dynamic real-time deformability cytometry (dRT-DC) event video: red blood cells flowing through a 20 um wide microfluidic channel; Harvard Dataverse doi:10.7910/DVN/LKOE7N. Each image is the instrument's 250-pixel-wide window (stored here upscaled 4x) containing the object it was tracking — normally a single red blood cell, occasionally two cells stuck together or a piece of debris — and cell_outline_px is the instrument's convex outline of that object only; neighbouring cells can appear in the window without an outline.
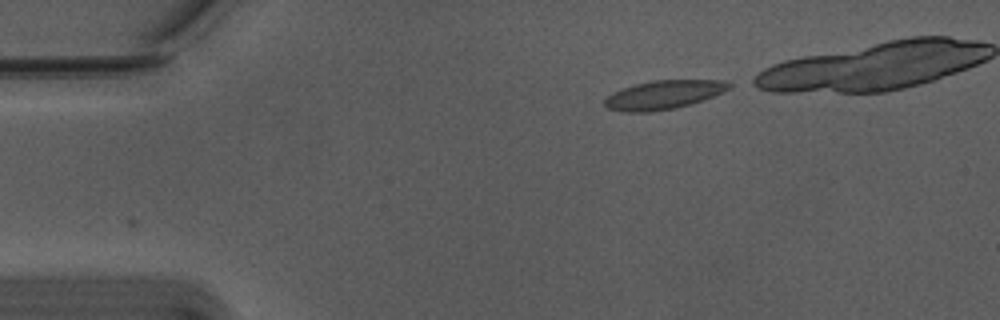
{"species": "Egyptian fruit bat (a non-hibernating species)", "species_latin": "Rousettus aegyptiacus", "temperature_condition": "warm", "stored_images_in_passage": 36, "camera_frame_rate_fps": 3000, "um_per_image_px": 0.085, "animal": {"sex": "male"}, "frame": {"image": 1, "passage_image": 1, "time_ms": 0.0, "image_size_px": [1000, 320], "cell_outline_px": [[732, 84], [728, 88], [712, 96], [676, 108], [648, 112], [624, 112], [608, 108], [604, 104], [604, 100], [608, 96], [624, 88], [636, 84], [652, 80], [724, 80]], "centroid_in_image_um": [56.38, 8.05], "position_along_channel_um": 28.6, "area_um2": 20.35}}
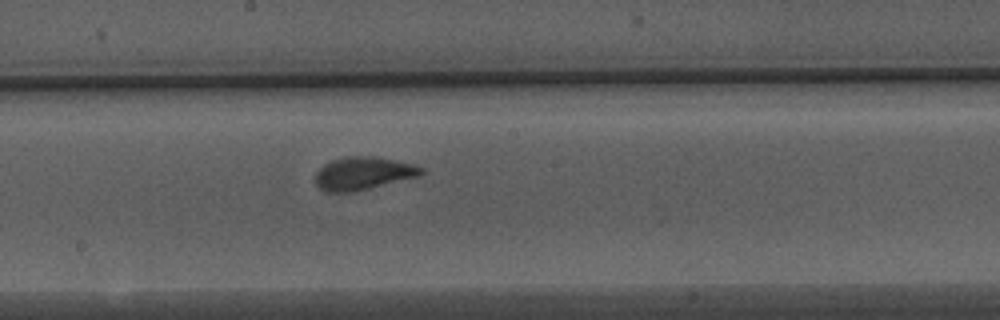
{"frame": {"image": 2, "passage_image": 21, "time_ms": 6.667, "image_size_px": [1000, 320], "cell_outline_px": [[424, 172], [420, 176], [352, 192], [324, 192], [316, 184], [316, 172], [324, 164], [332, 160], [344, 156], [372, 156], [412, 164], [424, 168]], "centroid_in_image_um": [30.85, 14.74], "position_along_channel_um": 217.3, "area_um2": 20.17}}
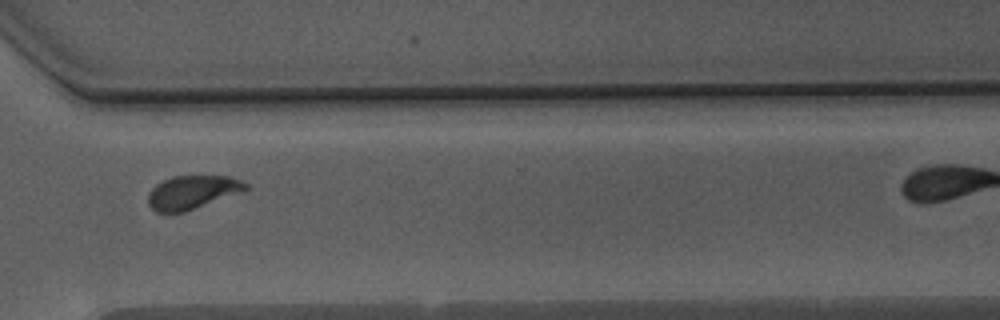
{"frame": {"image": 3, "passage_image": 32, "time_ms": 10.333, "image_size_px": [1000, 320], "cell_outline_px": [[248, 188], [244, 192], [184, 212], [156, 212], [148, 204], [148, 196], [152, 188], [156, 184], [172, 176], [228, 176], [240, 180], [248, 184]], "centroid_in_image_um": [16.37, 16.34], "position_along_channel_um": 354.2, "area_um2": 19.07}}